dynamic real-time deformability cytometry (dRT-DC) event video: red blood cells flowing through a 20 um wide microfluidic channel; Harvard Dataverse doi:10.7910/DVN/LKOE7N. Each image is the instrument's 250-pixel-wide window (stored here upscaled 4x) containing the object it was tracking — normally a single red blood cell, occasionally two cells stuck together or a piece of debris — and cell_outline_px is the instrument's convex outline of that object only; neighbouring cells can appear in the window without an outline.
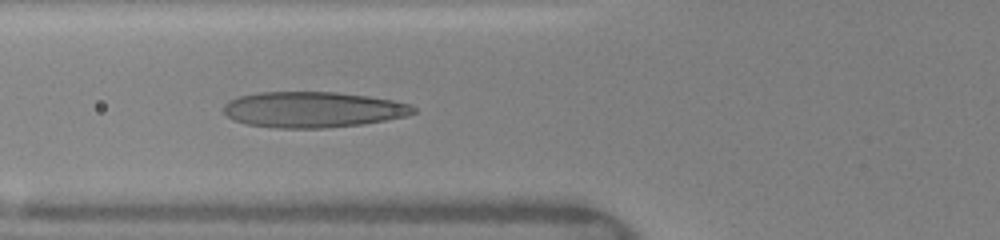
{"species": "human", "species_latin": "Homo sapiens", "temperature_condition": "warm", "stored_images_in_passage": 48, "camera_frame_rate_fps": 3000, "um_per_image_px": 0.085, "donor": {"sex": "female"}, "frame": {"image": 1, "passage_image": 18, "time_ms": 5.667, "image_size_px": [1000, 240], "cell_outline_px": [[416, 112], [408, 116], [364, 124], [324, 128], [276, 128], [248, 124], [232, 120], [224, 112], [224, 104], [228, 100], [240, 96], [256, 92], [336, 92], [368, 96], [392, 100], [408, 104], [416, 108]], "centroid_in_image_um": [26.59, 9.32], "position_along_channel_um": 99.2, "area_um2": 39.71}}
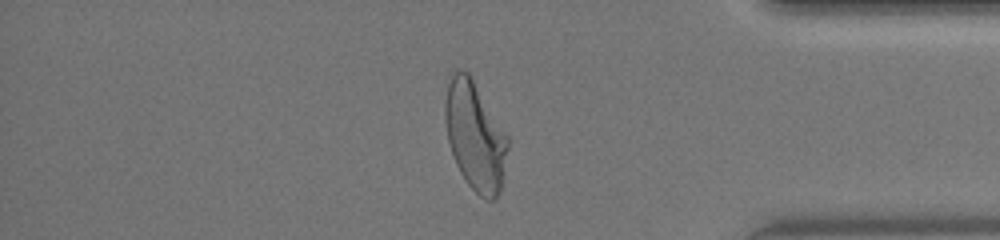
{"frame": {"image": 2, "passage_image": 41, "time_ms": 13.333, "image_size_px": [1000, 240], "cell_outline_px": [[508, 148], [500, 188], [496, 196], [492, 200], [484, 200], [468, 184], [460, 172], [456, 164], [448, 140], [444, 120], [444, 104], [448, 84], [452, 72], [456, 68], [460, 68], [468, 72], [472, 76], [508, 136]], "centroid_in_image_um": [40.36, 11.49], "position_along_channel_um": 394.8, "area_um2": 39.71}}
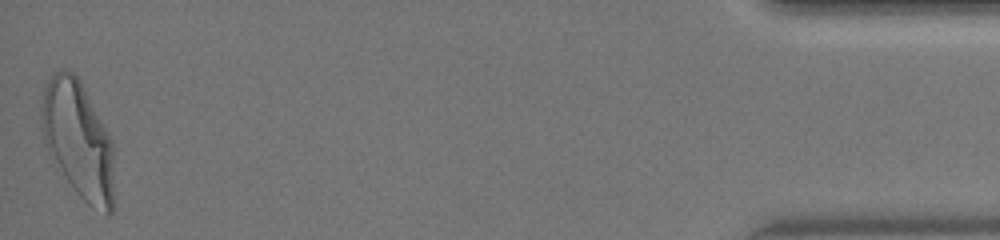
{"frame": {"image": 3, "passage_image": 48, "time_ms": 15.667, "image_size_px": [1000, 240], "cell_outline_px": [[112, 212], [108, 216], [88, 204], [76, 192], [48, 152], [44, 144], [40, 124], [40, 112], [44, 88], [52, 72], [68, 68], [80, 80], [108, 132], [112, 140]], "centroid_in_image_um": [6.6, 11.83], "position_along_channel_um": 428.6, "area_um2": 49.25}, "authors_computed_cell_mechanics": {"area_um2": 38.3214, "velocity_mm_per_s": 4.0932, "shape_relaxation_time_tau1_ms": 4.3273, "shape_relaxation_time_tau2_ms": 0.6723, "deformation_change_tau1": 0.2151, "deformation_change_tau2": 0.0903}}